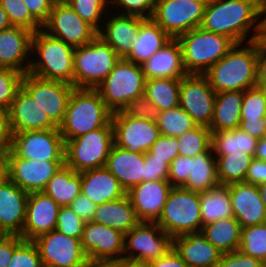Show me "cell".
<instances>
[{"mask_svg": "<svg viewBox=\"0 0 266 267\" xmlns=\"http://www.w3.org/2000/svg\"><path fill=\"white\" fill-rule=\"evenodd\" d=\"M75 48L40 29L32 37L31 64L28 73L46 80L74 86ZM38 58H34V57Z\"/></svg>", "mask_w": 266, "mask_h": 267, "instance_id": "obj_3", "label": "cell"}, {"mask_svg": "<svg viewBox=\"0 0 266 267\" xmlns=\"http://www.w3.org/2000/svg\"><path fill=\"white\" fill-rule=\"evenodd\" d=\"M8 267H44L36 243L23 240L14 249Z\"/></svg>", "mask_w": 266, "mask_h": 267, "instance_id": "obj_47", "label": "cell"}, {"mask_svg": "<svg viewBox=\"0 0 266 267\" xmlns=\"http://www.w3.org/2000/svg\"><path fill=\"white\" fill-rule=\"evenodd\" d=\"M0 5L13 26H20L33 32L42 29V25L30 14L22 0H0Z\"/></svg>", "mask_w": 266, "mask_h": 267, "instance_id": "obj_45", "label": "cell"}, {"mask_svg": "<svg viewBox=\"0 0 266 267\" xmlns=\"http://www.w3.org/2000/svg\"><path fill=\"white\" fill-rule=\"evenodd\" d=\"M239 250L266 264V223L242 228Z\"/></svg>", "mask_w": 266, "mask_h": 267, "instance_id": "obj_44", "label": "cell"}, {"mask_svg": "<svg viewBox=\"0 0 266 267\" xmlns=\"http://www.w3.org/2000/svg\"><path fill=\"white\" fill-rule=\"evenodd\" d=\"M147 264L148 267H189L174 248H172L165 256Z\"/></svg>", "mask_w": 266, "mask_h": 267, "instance_id": "obj_62", "label": "cell"}, {"mask_svg": "<svg viewBox=\"0 0 266 267\" xmlns=\"http://www.w3.org/2000/svg\"><path fill=\"white\" fill-rule=\"evenodd\" d=\"M120 60L115 50L100 37L75 48L74 87L97 89Z\"/></svg>", "mask_w": 266, "mask_h": 267, "instance_id": "obj_6", "label": "cell"}, {"mask_svg": "<svg viewBox=\"0 0 266 267\" xmlns=\"http://www.w3.org/2000/svg\"><path fill=\"white\" fill-rule=\"evenodd\" d=\"M189 176L182 186L193 192H204L220 185L217 177V161L212 149L189 157Z\"/></svg>", "mask_w": 266, "mask_h": 267, "instance_id": "obj_34", "label": "cell"}, {"mask_svg": "<svg viewBox=\"0 0 266 267\" xmlns=\"http://www.w3.org/2000/svg\"><path fill=\"white\" fill-rule=\"evenodd\" d=\"M178 153L185 157H194L211 148V131L208 127L196 125L177 137Z\"/></svg>", "mask_w": 266, "mask_h": 267, "instance_id": "obj_41", "label": "cell"}, {"mask_svg": "<svg viewBox=\"0 0 266 267\" xmlns=\"http://www.w3.org/2000/svg\"><path fill=\"white\" fill-rule=\"evenodd\" d=\"M217 161V177L220 185L245 182L252 155L242 151L227 155H214Z\"/></svg>", "mask_w": 266, "mask_h": 267, "instance_id": "obj_40", "label": "cell"}, {"mask_svg": "<svg viewBox=\"0 0 266 267\" xmlns=\"http://www.w3.org/2000/svg\"><path fill=\"white\" fill-rule=\"evenodd\" d=\"M172 38L152 19L146 18L140 25L130 55L126 60L142 65Z\"/></svg>", "mask_w": 266, "mask_h": 267, "instance_id": "obj_32", "label": "cell"}, {"mask_svg": "<svg viewBox=\"0 0 266 267\" xmlns=\"http://www.w3.org/2000/svg\"><path fill=\"white\" fill-rule=\"evenodd\" d=\"M215 99L216 92L205 75L187 74L181 78L179 106L196 125L210 128Z\"/></svg>", "mask_w": 266, "mask_h": 267, "instance_id": "obj_15", "label": "cell"}, {"mask_svg": "<svg viewBox=\"0 0 266 267\" xmlns=\"http://www.w3.org/2000/svg\"><path fill=\"white\" fill-rule=\"evenodd\" d=\"M156 123L162 135L176 138L196 126L190 115L180 106L160 112Z\"/></svg>", "mask_w": 266, "mask_h": 267, "instance_id": "obj_43", "label": "cell"}, {"mask_svg": "<svg viewBox=\"0 0 266 267\" xmlns=\"http://www.w3.org/2000/svg\"><path fill=\"white\" fill-rule=\"evenodd\" d=\"M256 86L266 89V47L258 40Z\"/></svg>", "mask_w": 266, "mask_h": 267, "instance_id": "obj_63", "label": "cell"}, {"mask_svg": "<svg viewBox=\"0 0 266 267\" xmlns=\"http://www.w3.org/2000/svg\"><path fill=\"white\" fill-rule=\"evenodd\" d=\"M266 117V95L256 87L244 91L241 120H258Z\"/></svg>", "mask_w": 266, "mask_h": 267, "instance_id": "obj_46", "label": "cell"}, {"mask_svg": "<svg viewBox=\"0 0 266 267\" xmlns=\"http://www.w3.org/2000/svg\"><path fill=\"white\" fill-rule=\"evenodd\" d=\"M4 151L0 148V155L3 153Z\"/></svg>", "mask_w": 266, "mask_h": 267, "instance_id": "obj_73", "label": "cell"}, {"mask_svg": "<svg viewBox=\"0 0 266 267\" xmlns=\"http://www.w3.org/2000/svg\"><path fill=\"white\" fill-rule=\"evenodd\" d=\"M245 182L257 186L266 183V161L253 157L248 167Z\"/></svg>", "mask_w": 266, "mask_h": 267, "instance_id": "obj_58", "label": "cell"}, {"mask_svg": "<svg viewBox=\"0 0 266 267\" xmlns=\"http://www.w3.org/2000/svg\"><path fill=\"white\" fill-rule=\"evenodd\" d=\"M6 158L65 161V142L59 128L12 133Z\"/></svg>", "mask_w": 266, "mask_h": 267, "instance_id": "obj_10", "label": "cell"}, {"mask_svg": "<svg viewBox=\"0 0 266 267\" xmlns=\"http://www.w3.org/2000/svg\"><path fill=\"white\" fill-rule=\"evenodd\" d=\"M236 44L204 74L216 93L256 87L258 40Z\"/></svg>", "mask_w": 266, "mask_h": 267, "instance_id": "obj_2", "label": "cell"}, {"mask_svg": "<svg viewBox=\"0 0 266 267\" xmlns=\"http://www.w3.org/2000/svg\"><path fill=\"white\" fill-rule=\"evenodd\" d=\"M8 178L27 193L41 192L65 161L7 158Z\"/></svg>", "mask_w": 266, "mask_h": 267, "instance_id": "obj_19", "label": "cell"}, {"mask_svg": "<svg viewBox=\"0 0 266 267\" xmlns=\"http://www.w3.org/2000/svg\"><path fill=\"white\" fill-rule=\"evenodd\" d=\"M202 225L234 217L229 185H219L199 193Z\"/></svg>", "mask_w": 266, "mask_h": 267, "instance_id": "obj_36", "label": "cell"}, {"mask_svg": "<svg viewBox=\"0 0 266 267\" xmlns=\"http://www.w3.org/2000/svg\"><path fill=\"white\" fill-rule=\"evenodd\" d=\"M92 222L127 234L140 221L136 216L130 197L126 194L120 199L97 205Z\"/></svg>", "mask_w": 266, "mask_h": 267, "instance_id": "obj_31", "label": "cell"}, {"mask_svg": "<svg viewBox=\"0 0 266 267\" xmlns=\"http://www.w3.org/2000/svg\"><path fill=\"white\" fill-rule=\"evenodd\" d=\"M156 223L172 238L202 231L199 193L172 187Z\"/></svg>", "mask_w": 266, "mask_h": 267, "instance_id": "obj_7", "label": "cell"}, {"mask_svg": "<svg viewBox=\"0 0 266 267\" xmlns=\"http://www.w3.org/2000/svg\"><path fill=\"white\" fill-rule=\"evenodd\" d=\"M254 157L266 161V137L258 139Z\"/></svg>", "mask_w": 266, "mask_h": 267, "instance_id": "obj_64", "label": "cell"}, {"mask_svg": "<svg viewBox=\"0 0 266 267\" xmlns=\"http://www.w3.org/2000/svg\"><path fill=\"white\" fill-rule=\"evenodd\" d=\"M263 15L264 0H208L200 27L247 43L261 38Z\"/></svg>", "mask_w": 266, "mask_h": 267, "instance_id": "obj_1", "label": "cell"}, {"mask_svg": "<svg viewBox=\"0 0 266 267\" xmlns=\"http://www.w3.org/2000/svg\"><path fill=\"white\" fill-rule=\"evenodd\" d=\"M85 267H118L117 261H94L89 260Z\"/></svg>", "mask_w": 266, "mask_h": 267, "instance_id": "obj_67", "label": "cell"}, {"mask_svg": "<svg viewBox=\"0 0 266 267\" xmlns=\"http://www.w3.org/2000/svg\"><path fill=\"white\" fill-rule=\"evenodd\" d=\"M118 267H148L147 263H144L140 260L135 259H128L125 257L120 258L117 260Z\"/></svg>", "mask_w": 266, "mask_h": 267, "instance_id": "obj_65", "label": "cell"}, {"mask_svg": "<svg viewBox=\"0 0 266 267\" xmlns=\"http://www.w3.org/2000/svg\"><path fill=\"white\" fill-rule=\"evenodd\" d=\"M23 240L20 235H7L0 241V267H8L14 249Z\"/></svg>", "mask_w": 266, "mask_h": 267, "instance_id": "obj_59", "label": "cell"}, {"mask_svg": "<svg viewBox=\"0 0 266 267\" xmlns=\"http://www.w3.org/2000/svg\"><path fill=\"white\" fill-rule=\"evenodd\" d=\"M145 153H131L115 144L112 146L105 167L118 179L127 193L144 182Z\"/></svg>", "mask_w": 266, "mask_h": 267, "instance_id": "obj_28", "label": "cell"}, {"mask_svg": "<svg viewBox=\"0 0 266 267\" xmlns=\"http://www.w3.org/2000/svg\"><path fill=\"white\" fill-rule=\"evenodd\" d=\"M114 144L131 153H146L161 135L155 121L131 117L124 111L112 113Z\"/></svg>", "mask_w": 266, "mask_h": 267, "instance_id": "obj_16", "label": "cell"}, {"mask_svg": "<svg viewBox=\"0 0 266 267\" xmlns=\"http://www.w3.org/2000/svg\"><path fill=\"white\" fill-rule=\"evenodd\" d=\"M234 218L242 228L266 223V209L257 185L246 182L229 185Z\"/></svg>", "mask_w": 266, "mask_h": 267, "instance_id": "obj_25", "label": "cell"}, {"mask_svg": "<svg viewBox=\"0 0 266 267\" xmlns=\"http://www.w3.org/2000/svg\"><path fill=\"white\" fill-rule=\"evenodd\" d=\"M141 67L146 80L153 78L181 79L187 75L183 66L182 47L177 38H172Z\"/></svg>", "mask_w": 266, "mask_h": 267, "instance_id": "obj_29", "label": "cell"}, {"mask_svg": "<svg viewBox=\"0 0 266 267\" xmlns=\"http://www.w3.org/2000/svg\"><path fill=\"white\" fill-rule=\"evenodd\" d=\"M181 79L153 78L145 82V96L161 112L179 106Z\"/></svg>", "mask_w": 266, "mask_h": 267, "instance_id": "obj_39", "label": "cell"}, {"mask_svg": "<svg viewBox=\"0 0 266 267\" xmlns=\"http://www.w3.org/2000/svg\"><path fill=\"white\" fill-rule=\"evenodd\" d=\"M264 14L262 19H263V25H262V28H266V0H264Z\"/></svg>", "mask_w": 266, "mask_h": 267, "instance_id": "obj_71", "label": "cell"}, {"mask_svg": "<svg viewBox=\"0 0 266 267\" xmlns=\"http://www.w3.org/2000/svg\"><path fill=\"white\" fill-rule=\"evenodd\" d=\"M172 187L168 180H152L144 181L127 192L140 222L158 220Z\"/></svg>", "mask_w": 266, "mask_h": 267, "instance_id": "obj_22", "label": "cell"}, {"mask_svg": "<svg viewBox=\"0 0 266 267\" xmlns=\"http://www.w3.org/2000/svg\"><path fill=\"white\" fill-rule=\"evenodd\" d=\"M8 234H6L1 228H0V241L5 238Z\"/></svg>", "mask_w": 266, "mask_h": 267, "instance_id": "obj_72", "label": "cell"}, {"mask_svg": "<svg viewBox=\"0 0 266 267\" xmlns=\"http://www.w3.org/2000/svg\"><path fill=\"white\" fill-rule=\"evenodd\" d=\"M182 47L183 66L187 74L204 75L236 43L228 36L196 27L177 38Z\"/></svg>", "mask_w": 266, "mask_h": 267, "instance_id": "obj_5", "label": "cell"}, {"mask_svg": "<svg viewBox=\"0 0 266 267\" xmlns=\"http://www.w3.org/2000/svg\"><path fill=\"white\" fill-rule=\"evenodd\" d=\"M8 110L12 133L58 128L22 86L17 90Z\"/></svg>", "mask_w": 266, "mask_h": 267, "instance_id": "obj_23", "label": "cell"}, {"mask_svg": "<svg viewBox=\"0 0 266 267\" xmlns=\"http://www.w3.org/2000/svg\"><path fill=\"white\" fill-rule=\"evenodd\" d=\"M123 111L131 117H137L155 122L158 120L161 112L157 106L148 100L145 94L132 100Z\"/></svg>", "mask_w": 266, "mask_h": 267, "instance_id": "obj_51", "label": "cell"}, {"mask_svg": "<svg viewBox=\"0 0 266 267\" xmlns=\"http://www.w3.org/2000/svg\"><path fill=\"white\" fill-rule=\"evenodd\" d=\"M144 165V181L168 180L169 165L164 160L154 158V155L150 151L145 153Z\"/></svg>", "mask_w": 266, "mask_h": 267, "instance_id": "obj_54", "label": "cell"}, {"mask_svg": "<svg viewBox=\"0 0 266 267\" xmlns=\"http://www.w3.org/2000/svg\"><path fill=\"white\" fill-rule=\"evenodd\" d=\"M173 248L189 267H217L222 256L202 231L175 237Z\"/></svg>", "mask_w": 266, "mask_h": 267, "instance_id": "obj_27", "label": "cell"}, {"mask_svg": "<svg viewBox=\"0 0 266 267\" xmlns=\"http://www.w3.org/2000/svg\"><path fill=\"white\" fill-rule=\"evenodd\" d=\"M21 86L47 113L49 119L59 127L75 87L61 81L41 79L30 73L23 74Z\"/></svg>", "mask_w": 266, "mask_h": 267, "instance_id": "obj_14", "label": "cell"}, {"mask_svg": "<svg viewBox=\"0 0 266 267\" xmlns=\"http://www.w3.org/2000/svg\"><path fill=\"white\" fill-rule=\"evenodd\" d=\"M33 34L31 30L13 25L0 31V68L28 73Z\"/></svg>", "mask_w": 266, "mask_h": 267, "instance_id": "obj_20", "label": "cell"}, {"mask_svg": "<svg viewBox=\"0 0 266 267\" xmlns=\"http://www.w3.org/2000/svg\"><path fill=\"white\" fill-rule=\"evenodd\" d=\"M217 267H266V264L257 258L244 254L238 249L223 253Z\"/></svg>", "mask_w": 266, "mask_h": 267, "instance_id": "obj_53", "label": "cell"}, {"mask_svg": "<svg viewBox=\"0 0 266 267\" xmlns=\"http://www.w3.org/2000/svg\"><path fill=\"white\" fill-rule=\"evenodd\" d=\"M149 151L154 155V158L164 160L170 166L171 162L179 155L177 138L161 134Z\"/></svg>", "mask_w": 266, "mask_h": 267, "instance_id": "obj_52", "label": "cell"}, {"mask_svg": "<svg viewBox=\"0 0 266 267\" xmlns=\"http://www.w3.org/2000/svg\"><path fill=\"white\" fill-rule=\"evenodd\" d=\"M172 248L173 239L156 222H139L125 234L123 257L149 263Z\"/></svg>", "mask_w": 266, "mask_h": 267, "instance_id": "obj_12", "label": "cell"}, {"mask_svg": "<svg viewBox=\"0 0 266 267\" xmlns=\"http://www.w3.org/2000/svg\"><path fill=\"white\" fill-rule=\"evenodd\" d=\"M60 205L41 192L28 195L26 221L20 235L24 240H35L38 236L55 230Z\"/></svg>", "mask_w": 266, "mask_h": 267, "instance_id": "obj_21", "label": "cell"}, {"mask_svg": "<svg viewBox=\"0 0 266 267\" xmlns=\"http://www.w3.org/2000/svg\"><path fill=\"white\" fill-rule=\"evenodd\" d=\"M8 179V163L5 152L0 155V185Z\"/></svg>", "mask_w": 266, "mask_h": 267, "instance_id": "obj_66", "label": "cell"}, {"mask_svg": "<svg viewBox=\"0 0 266 267\" xmlns=\"http://www.w3.org/2000/svg\"><path fill=\"white\" fill-rule=\"evenodd\" d=\"M33 241L44 267H85L89 261L80 239L57 230L42 234Z\"/></svg>", "mask_w": 266, "mask_h": 267, "instance_id": "obj_17", "label": "cell"}, {"mask_svg": "<svg viewBox=\"0 0 266 267\" xmlns=\"http://www.w3.org/2000/svg\"><path fill=\"white\" fill-rule=\"evenodd\" d=\"M42 30L74 48L90 43L97 36V31L82 20L64 0L54 2Z\"/></svg>", "mask_w": 266, "mask_h": 267, "instance_id": "obj_13", "label": "cell"}, {"mask_svg": "<svg viewBox=\"0 0 266 267\" xmlns=\"http://www.w3.org/2000/svg\"><path fill=\"white\" fill-rule=\"evenodd\" d=\"M239 128L257 139L266 137V117L258 120H241Z\"/></svg>", "mask_w": 266, "mask_h": 267, "instance_id": "obj_61", "label": "cell"}, {"mask_svg": "<svg viewBox=\"0 0 266 267\" xmlns=\"http://www.w3.org/2000/svg\"><path fill=\"white\" fill-rule=\"evenodd\" d=\"M189 173V157L178 155L169 166L168 181L173 187H181L187 182Z\"/></svg>", "mask_w": 266, "mask_h": 267, "instance_id": "obj_55", "label": "cell"}, {"mask_svg": "<svg viewBox=\"0 0 266 267\" xmlns=\"http://www.w3.org/2000/svg\"><path fill=\"white\" fill-rule=\"evenodd\" d=\"M68 206L86 223L92 221L97 205L80 193Z\"/></svg>", "mask_w": 266, "mask_h": 267, "instance_id": "obj_56", "label": "cell"}, {"mask_svg": "<svg viewBox=\"0 0 266 267\" xmlns=\"http://www.w3.org/2000/svg\"><path fill=\"white\" fill-rule=\"evenodd\" d=\"M81 193L96 205L120 199L127 194L106 167L81 172Z\"/></svg>", "mask_w": 266, "mask_h": 267, "instance_id": "obj_30", "label": "cell"}, {"mask_svg": "<svg viewBox=\"0 0 266 267\" xmlns=\"http://www.w3.org/2000/svg\"><path fill=\"white\" fill-rule=\"evenodd\" d=\"M158 0H110L118 12L115 14L152 18ZM119 9L120 10L119 12Z\"/></svg>", "mask_w": 266, "mask_h": 267, "instance_id": "obj_50", "label": "cell"}, {"mask_svg": "<svg viewBox=\"0 0 266 267\" xmlns=\"http://www.w3.org/2000/svg\"><path fill=\"white\" fill-rule=\"evenodd\" d=\"M114 145V130L110 121L106 126L65 142V164L75 172L105 167Z\"/></svg>", "mask_w": 266, "mask_h": 267, "instance_id": "obj_9", "label": "cell"}, {"mask_svg": "<svg viewBox=\"0 0 266 267\" xmlns=\"http://www.w3.org/2000/svg\"><path fill=\"white\" fill-rule=\"evenodd\" d=\"M145 82L141 65L120 59L96 90L107 108L115 113L123 111L132 100L144 95Z\"/></svg>", "mask_w": 266, "mask_h": 267, "instance_id": "obj_8", "label": "cell"}, {"mask_svg": "<svg viewBox=\"0 0 266 267\" xmlns=\"http://www.w3.org/2000/svg\"><path fill=\"white\" fill-rule=\"evenodd\" d=\"M244 91L216 93L214 116L210 131H225L239 128Z\"/></svg>", "mask_w": 266, "mask_h": 267, "instance_id": "obj_33", "label": "cell"}, {"mask_svg": "<svg viewBox=\"0 0 266 267\" xmlns=\"http://www.w3.org/2000/svg\"><path fill=\"white\" fill-rule=\"evenodd\" d=\"M85 222L69 207L61 206L55 230L68 237L81 239Z\"/></svg>", "mask_w": 266, "mask_h": 267, "instance_id": "obj_49", "label": "cell"}, {"mask_svg": "<svg viewBox=\"0 0 266 267\" xmlns=\"http://www.w3.org/2000/svg\"><path fill=\"white\" fill-rule=\"evenodd\" d=\"M258 139L240 128L211 132V149L214 155H227L242 151L254 157Z\"/></svg>", "mask_w": 266, "mask_h": 267, "instance_id": "obj_38", "label": "cell"}, {"mask_svg": "<svg viewBox=\"0 0 266 267\" xmlns=\"http://www.w3.org/2000/svg\"><path fill=\"white\" fill-rule=\"evenodd\" d=\"M12 26L5 10L0 5V31Z\"/></svg>", "mask_w": 266, "mask_h": 267, "instance_id": "obj_68", "label": "cell"}, {"mask_svg": "<svg viewBox=\"0 0 266 267\" xmlns=\"http://www.w3.org/2000/svg\"><path fill=\"white\" fill-rule=\"evenodd\" d=\"M257 188L266 209V183L258 185Z\"/></svg>", "mask_w": 266, "mask_h": 267, "instance_id": "obj_69", "label": "cell"}, {"mask_svg": "<svg viewBox=\"0 0 266 267\" xmlns=\"http://www.w3.org/2000/svg\"><path fill=\"white\" fill-rule=\"evenodd\" d=\"M112 117L96 89L75 88L69 98L63 122L58 127L64 142L106 126Z\"/></svg>", "mask_w": 266, "mask_h": 267, "instance_id": "obj_4", "label": "cell"}, {"mask_svg": "<svg viewBox=\"0 0 266 267\" xmlns=\"http://www.w3.org/2000/svg\"><path fill=\"white\" fill-rule=\"evenodd\" d=\"M260 42L266 47V28H262Z\"/></svg>", "mask_w": 266, "mask_h": 267, "instance_id": "obj_70", "label": "cell"}, {"mask_svg": "<svg viewBox=\"0 0 266 267\" xmlns=\"http://www.w3.org/2000/svg\"><path fill=\"white\" fill-rule=\"evenodd\" d=\"M28 195L9 178L0 185V228L8 235H21L26 221Z\"/></svg>", "mask_w": 266, "mask_h": 267, "instance_id": "obj_24", "label": "cell"}, {"mask_svg": "<svg viewBox=\"0 0 266 267\" xmlns=\"http://www.w3.org/2000/svg\"><path fill=\"white\" fill-rule=\"evenodd\" d=\"M43 192L60 206H68L81 193V173L64 164L48 181Z\"/></svg>", "mask_w": 266, "mask_h": 267, "instance_id": "obj_35", "label": "cell"}, {"mask_svg": "<svg viewBox=\"0 0 266 267\" xmlns=\"http://www.w3.org/2000/svg\"><path fill=\"white\" fill-rule=\"evenodd\" d=\"M64 1L78 14V16L82 20L86 21L96 31H98L101 28L104 22L103 19L107 18L106 15H110L111 10L109 11L108 9L113 7V5H111L110 3V0H64Z\"/></svg>", "mask_w": 266, "mask_h": 267, "instance_id": "obj_42", "label": "cell"}, {"mask_svg": "<svg viewBox=\"0 0 266 267\" xmlns=\"http://www.w3.org/2000/svg\"><path fill=\"white\" fill-rule=\"evenodd\" d=\"M208 0H158L152 19L171 37L200 27Z\"/></svg>", "mask_w": 266, "mask_h": 267, "instance_id": "obj_11", "label": "cell"}, {"mask_svg": "<svg viewBox=\"0 0 266 267\" xmlns=\"http://www.w3.org/2000/svg\"><path fill=\"white\" fill-rule=\"evenodd\" d=\"M22 76L16 70L0 68V107L10 108L17 90L21 87Z\"/></svg>", "mask_w": 266, "mask_h": 267, "instance_id": "obj_48", "label": "cell"}, {"mask_svg": "<svg viewBox=\"0 0 266 267\" xmlns=\"http://www.w3.org/2000/svg\"><path fill=\"white\" fill-rule=\"evenodd\" d=\"M30 14L43 25L49 18L52 6L56 0H22Z\"/></svg>", "mask_w": 266, "mask_h": 267, "instance_id": "obj_57", "label": "cell"}, {"mask_svg": "<svg viewBox=\"0 0 266 267\" xmlns=\"http://www.w3.org/2000/svg\"><path fill=\"white\" fill-rule=\"evenodd\" d=\"M106 16L97 36L108 43L120 59L130 55L131 43L135 41L141 23L146 19L138 16L113 14Z\"/></svg>", "mask_w": 266, "mask_h": 267, "instance_id": "obj_26", "label": "cell"}, {"mask_svg": "<svg viewBox=\"0 0 266 267\" xmlns=\"http://www.w3.org/2000/svg\"><path fill=\"white\" fill-rule=\"evenodd\" d=\"M202 232L206 240L222 253L236 251L240 247L242 227L234 217L204 225Z\"/></svg>", "mask_w": 266, "mask_h": 267, "instance_id": "obj_37", "label": "cell"}, {"mask_svg": "<svg viewBox=\"0 0 266 267\" xmlns=\"http://www.w3.org/2000/svg\"><path fill=\"white\" fill-rule=\"evenodd\" d=\"M12 131L9 124V110L0 107V148L5 152L9 149Z\"/></svg>", "mask_w": 266, "mask_h": 267, "instance_id": "obj_60", "label": "cell"}, {"mask_svg": "<svg viewBox=\"0 0 266 267\" xmlns=\"http://www.w3.org/2000/svg\"><path fill=\"white\" fill-rule=\"evenodd\" d=\"M80 240L88 260L117 261L123 257L125 234L106 225L86 222Z\"/></svg>", "mask_w": 266, "mask_h": 267, "instance_id": "obj_18", "label": "cell"}]
</instances>
